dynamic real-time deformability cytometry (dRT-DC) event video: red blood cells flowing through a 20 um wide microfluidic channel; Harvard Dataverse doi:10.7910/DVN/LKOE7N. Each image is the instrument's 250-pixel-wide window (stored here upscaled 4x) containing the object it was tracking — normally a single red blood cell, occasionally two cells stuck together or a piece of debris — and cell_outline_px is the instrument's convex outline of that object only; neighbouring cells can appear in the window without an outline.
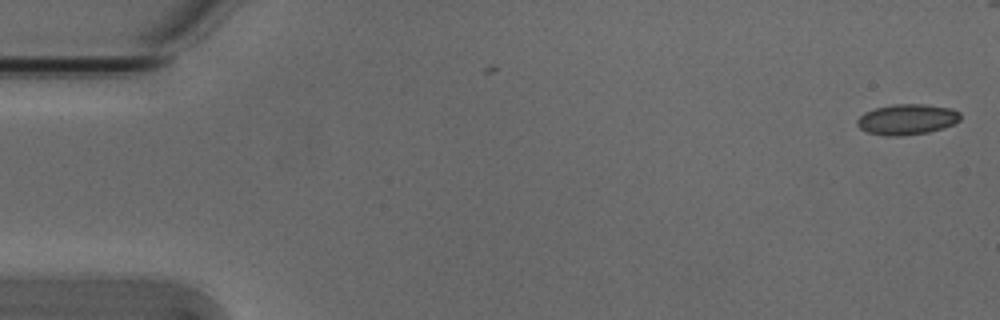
{"species": "Egyptian fruit bat (a non-hibernating species)", "species_latin": "Rousettus aegyptiacus", "temperature_condition": "cold", "stored_images_in_passage": 2, "camera_frame_rate_fps": 3000, "um_per_image_px": 0.085, "animal": {"sex": "male"}, "frame": {"image": 1, "passage_image": 2, "time_ms": 0.333, "image_size_px": [1000, 320], "cell_outline_px": [[960, 120], [944, 128], [928, 132], [900, 136], [888, 136], [868, 132], [860, 128], [856, 124], [856, 120], [864, 112], [876, 108], [892, 104], [924, 104], [952, 108], [960, 112]], "centroid_in_image_um": [77.1, 10.14], "position_along_channel_um": 7.9, "area_um2": 18.44}}